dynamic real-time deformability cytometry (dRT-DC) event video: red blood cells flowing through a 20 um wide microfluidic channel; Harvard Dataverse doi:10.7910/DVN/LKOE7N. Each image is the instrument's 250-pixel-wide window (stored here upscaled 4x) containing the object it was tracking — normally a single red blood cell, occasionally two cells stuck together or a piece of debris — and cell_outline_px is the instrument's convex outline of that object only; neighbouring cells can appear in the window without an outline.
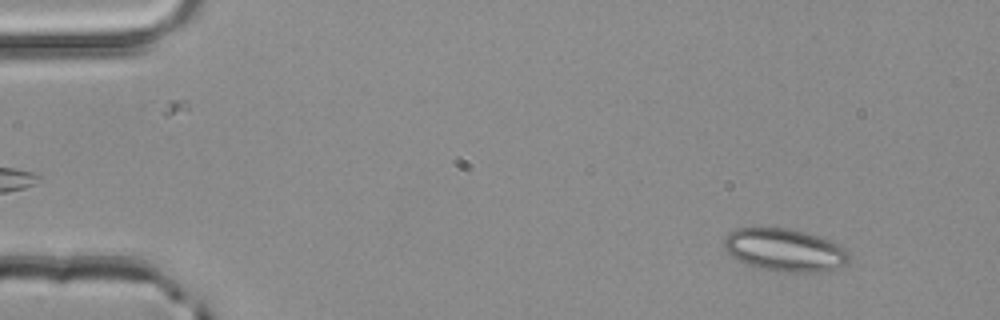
{"species": "common noctule bat (a hibernating species)", "species_latin": "Nyctalus noctula", "temperature_condition": "room temperature", "stored_images_in_passage": 52, "camera_frame_rate_fps": 3000, "um_per_image_px": 0.085, "animal": {"sex": "male", "body_mass_g": 20.4}, "frame": {"image": 1, "passage_image": 5, "time_ms": 1.333, "image_size_px": [1000, 320], "cell_outline_px": [[852, 260], [836, 268], [820, 272], [776, 272], [748, 264], [732, 256], [724, 248], [724, 236], [736, 228], [788, 228], [804, 232], [828, 240], [844, 248], [852, 256]], "centroid_in_image_um": [66.71, 21.26], "position_along_channel_um": 18.3, "area_um2": 30.98}}
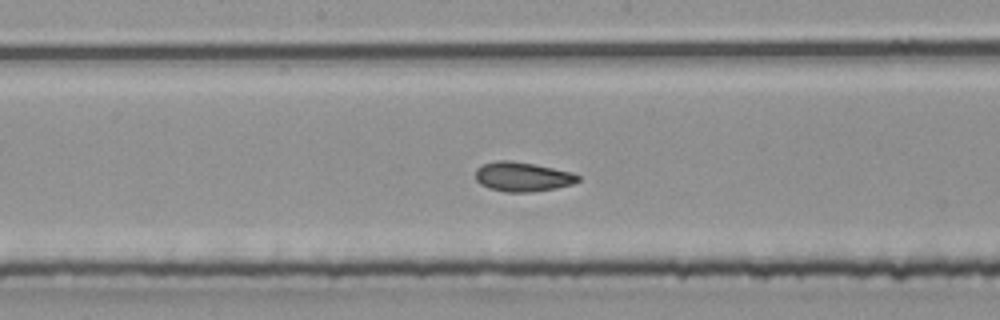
{"frame": {"image": 2, "passage_image": 27, "time_ms": 8.667, "image_size_px": [1000, 320], "cell_outline_px": [[580, 180], [572, 184], [556, 188], [528, 192], [508, 192], [488, 188], [480, 184], [476, 180], [476, 168], [484, 164], [496, 160], [508, 160], [536, 164], [572, 172], [580, 176]], "centroid_in_image_um": [44.41, 15.01], "position_along_channel_um": 203.8, "area_um2": 17.63}}
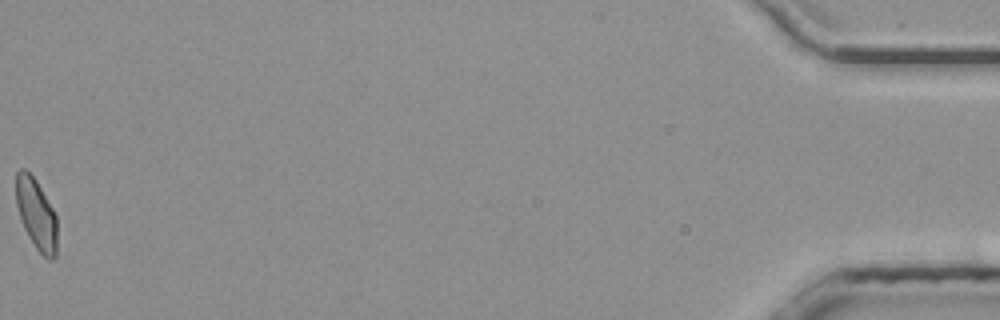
{"frame": {"image": 3, "passage_image": 52, "time_ms": 17.0, "image_size_px": [1000, 320], "cell_outline_px": [[56, 256], [52, 260], [48, 260], [36, 248], [28, 236], [24, 228], [16, 204], [16, 172], [20, 168], [24, 168], [36, 180], [52, 208], [56, 216]], "centroid_in_image_um": [3.08, 18.2], "position_along_channel_um": 432.1, "area_um2": 16.76}, "authors_computed_cell_mechanics": {"area_um2": 17.6001, "velocity_mm_per_s": 4.0263, "shape_relaxation_time_tau1_ms": 10.5719, "shape_relaxation_time_tau2_ms": 1.6109, "deformation_change_tau1": 0.1541, "deformation_change_tau2": 0.059}}